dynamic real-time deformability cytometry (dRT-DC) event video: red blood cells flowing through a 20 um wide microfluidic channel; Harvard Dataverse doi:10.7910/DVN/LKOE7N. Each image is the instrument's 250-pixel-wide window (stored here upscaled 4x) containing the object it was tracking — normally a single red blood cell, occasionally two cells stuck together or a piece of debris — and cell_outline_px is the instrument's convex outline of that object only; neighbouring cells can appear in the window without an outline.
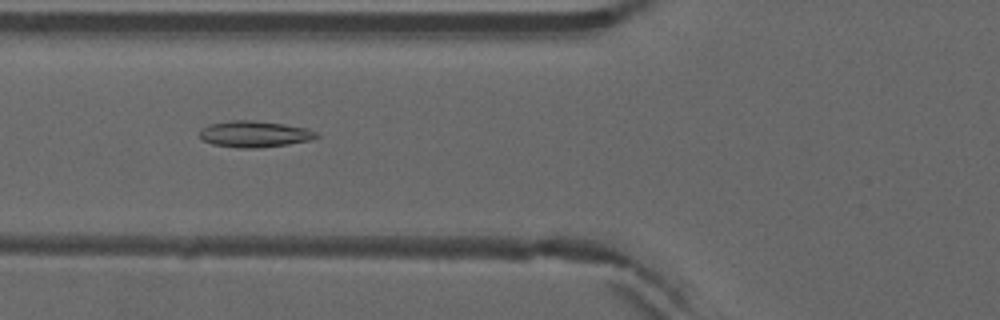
{"species": "common noctule bat (a hibernating species)", "species_latin": "Nyctalus noctula", "temperature_condition": "warm", "stored_images_in_passage": 45, "camera_frame_rate_fps": 3000, "um_per_image_px": 0.085, "animal": {"sex": "male", "forearm_length_mm": 52.5}, "frame": {"image": 1, "passage_image": 13, "time_ms": 4.0, "image_size_px": [1000, 320], "cell_outline_px": [[320, 136], [312, 140], [288, 144], [260, 148], [236, 148], [212, 144], [204, 140], [200, 136], [200, 128], [212, 124], [228, 120], [252, 120], [284, 124], [304, 128], [316, 132]], "centroid_in_image_um": [21.63, 11.4], "position_along_channel_um": 104.2, "area_um2": 17.92}}
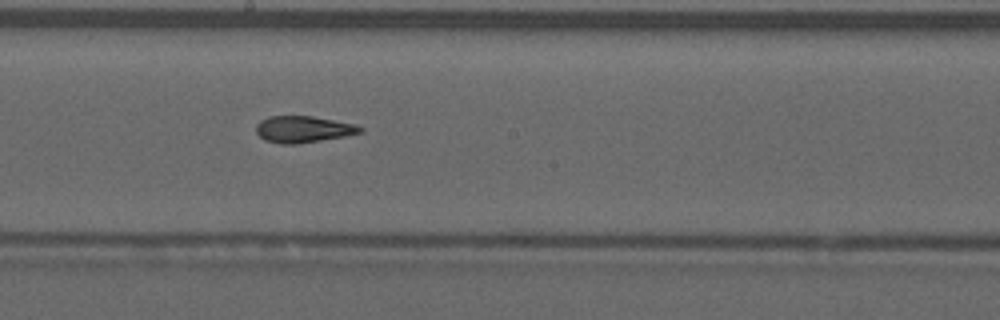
{"frame": {"image": 2, "passage_image": 22, "time_ms": 7.0, "image_size_px": [1000, 320], "cell_outline_px": [[364, 132], [344, 136], [296, 144], [284, 144], [264, 140], [256, 132], [256, 124], [260, 120], [268, 116], [312, 116], [356, 124], [364, 128]], "centroid_in_image_um": [25.78, 10.98], "position_along_channel_um": 222.4, "area_um2": 16.13}}
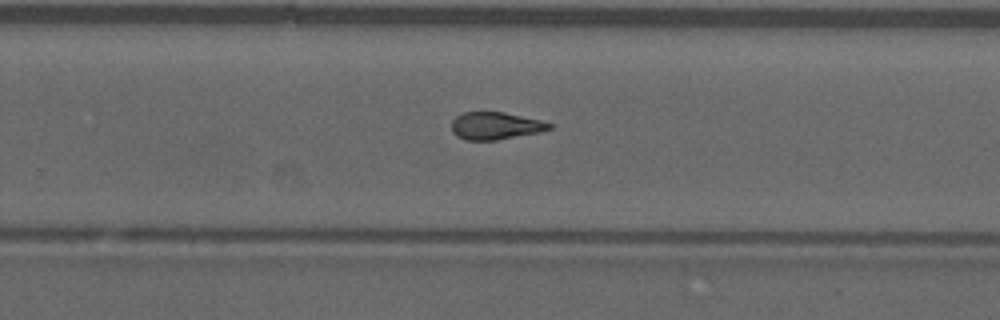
{"frame": {"image": 3, "passage_image": 27, "time_ms": 8.667, "image_size_px": [1000, 320], "cell_outline_px": [[552, 128], [540, 132], [496, 140], [468, 140], [456, 136], [452, 132], [452, 120], [456, 116], [464, 112], [504, 112], [540, 120], [552, 124]], "centroid_in_image_um": [42.1, 10.69], "position_along_channel_um": 287.7, "area_um2": 15.55}, "authors_computed_cell_mechanics": {"area_um2": 16.2996, "velocity_mm_per_s": 3.9388, "shape_relaxation_time_tau1_ms": null, "shape_relaxation_time_tau2_ms": 2.3249, "deformation_change_tau1": null, "deformation_change_tau2": 0.1042}}